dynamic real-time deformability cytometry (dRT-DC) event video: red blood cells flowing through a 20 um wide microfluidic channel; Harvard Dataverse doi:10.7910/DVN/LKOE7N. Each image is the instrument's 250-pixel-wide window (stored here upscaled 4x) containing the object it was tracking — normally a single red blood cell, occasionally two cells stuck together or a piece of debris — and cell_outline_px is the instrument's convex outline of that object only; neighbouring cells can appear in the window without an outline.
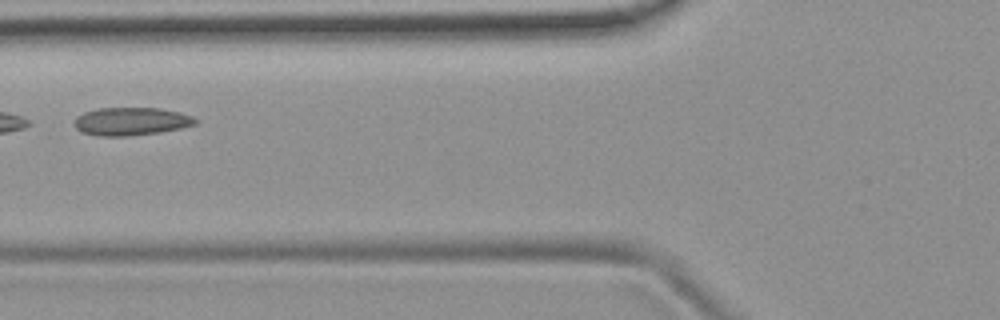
{"species": "common noctule bat (a hibernating species)", "species_latin": "Nyctalus noctula", "temperature_condition": "room temperature", "stored_images_in_passage": 5, "camera_frame_rate_fps": 3000, "um_per_image_px": 0.085, "animal": {"sex": "female", "body_mass_g": 19.9}, "frame": {"image": 1, "passage_image": 5, "time_ms": 4.667, "image_size_px": [1000, 320], "cell_outline_px": [[200, 120], [196, 124], [180, 128], [160, 132], [124, 136], [96, 136], [80, 132], [72, 124], [76, 116], [84, 112], [100, 108], [160, 108], [180, 112], [192, 116]], "centroid_in_image_um": [11.12, 10.32], "position_along_channel_um": 114.7, "area_um2": 19.94}}